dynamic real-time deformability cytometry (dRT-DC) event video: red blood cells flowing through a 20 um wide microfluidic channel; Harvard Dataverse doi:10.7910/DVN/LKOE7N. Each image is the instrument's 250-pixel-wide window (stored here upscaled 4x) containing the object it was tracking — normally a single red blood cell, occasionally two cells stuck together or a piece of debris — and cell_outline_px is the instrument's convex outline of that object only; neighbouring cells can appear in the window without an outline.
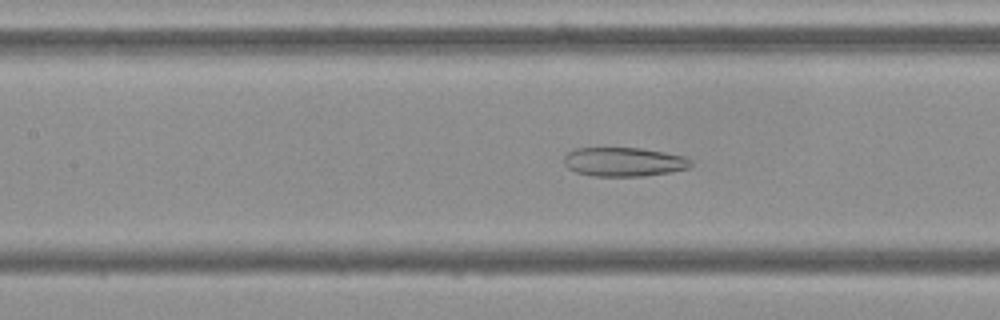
{"species": "Egyptian fruit bat (a non-hibernating species)", "species_latin": "Rousettus aegyptiacus", "temperature_condition": "cold", "stored_images_in_passage": 44, "camera_frame_rate_fps": 3000, "um_per_image_px": 0.085, "frame": {"image": 1, "passage_image": 14, "time_ms": 4.333, "image_size_px": [1000, 320], "cell_outline_px": [[692, 164], [688, 168], [672, 172], [644, 176], [596, 176], [576, 172], [568, 168], [564, 164], [564, 156], [568, 152], [576, 148], [640, 148], [664, 152], [684, 156], [692, 160]], "centroid_in_image_um": [53.04, 13.76], "position_along_channel_um": 154.4, "area_um2": 21.5}}
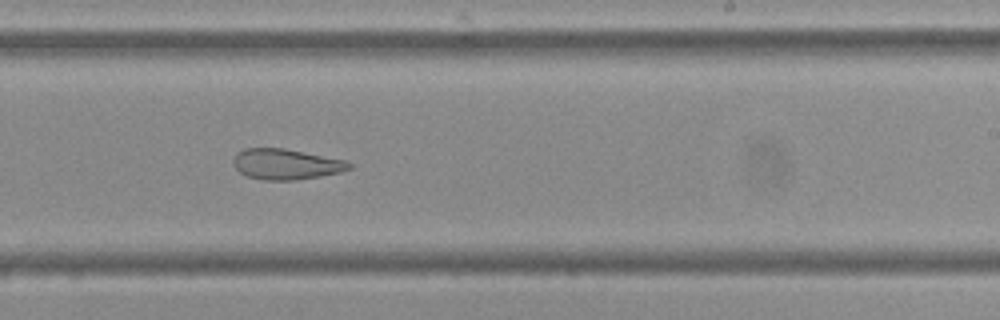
{"frame": {"image": 2, "passage_image": 23, "time_ms": 7.333, "image_size_px": [1000, 320], "cell_outline_px": [[352, 168], [340, 172], [320, 176], [296, 180], [264, 180], [248, 176], [240, 172], [236, 168], [232, 160], [244, 148], [284, 148], [344, 160], [352, 164]], "centroid_in_image_um": [24.32, 13.96], "position_along_channel_um": 264.7, "area_um2": 20.4}}
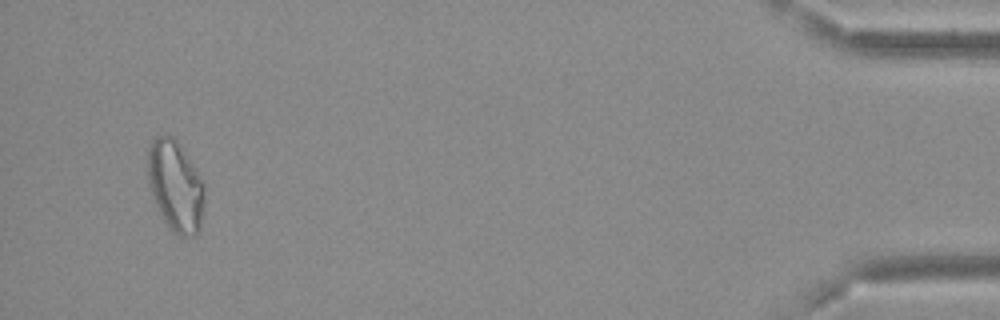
{"frame": {"image": 3, "passage_image": 42, "time_ms": 13.667, "image_size_px": [1000, 320], "cell_outline_px": [[204, 200], [200, 228], [196, 236], [180, 236], [172, 232], [164, 220], [152, 196], [148, 184], [148, 144], [156, 136], [164, 132], [172, 136], [176, 140], [196, 168], [204, 184]], "centroid_in_image_um": [14.91, 15.78], "position_along_channel_um": 420.3, "area_um2": 30.29}, "authors_computed_cell_mechanics": {"area_um2": 25.2008, "velocity_mm_per_s": 3.6901, "shape_relaxation_time_tau1_ms": null, "shape_relaxation_time_tau2_ms": 6.0283, "deformation_change_tau1": null, "deformation_change_tau2": 0.1567}}